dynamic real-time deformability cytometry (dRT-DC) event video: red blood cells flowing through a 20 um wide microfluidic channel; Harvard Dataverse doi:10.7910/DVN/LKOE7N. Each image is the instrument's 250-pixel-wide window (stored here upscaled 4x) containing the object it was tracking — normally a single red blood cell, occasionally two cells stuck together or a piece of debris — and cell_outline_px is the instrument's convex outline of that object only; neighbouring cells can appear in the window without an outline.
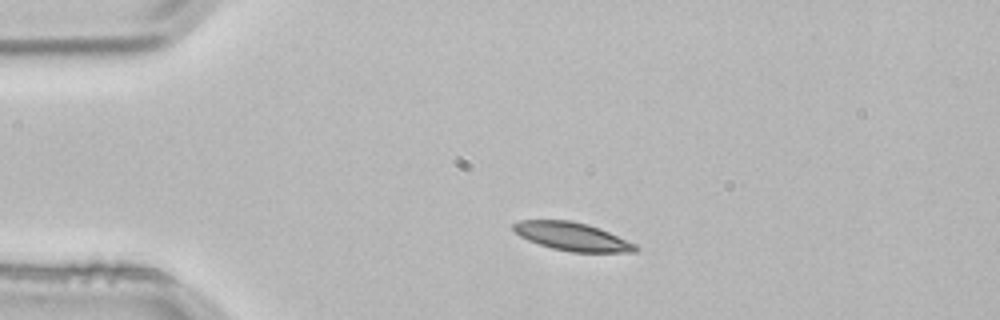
{"species": "common noctule bat (a hibernating species)", "species_latin": "Nyctalus noctula", "temperature_condition": "room temperature", "stored_images_in_passage": 2, "camera_frame_rate_fps": 3000, "um_per_image_px": 0.085, "animal": {"sex": "male", "body_mass_g": 21.5, "forearm_length_mm": 52.0}, "frame": {"image": 1, "passage_image": 1, "time_ms": 0.0, "image_size_px": [1000, 320], "cell_outline_px": [[636, 252], [572, 252], [552, 248], [528, 240], [520, 236], [512, 228], [512, 224], [520, 220], [572, 220], [588, 224], [600, 228], [636, 244]], "centroid_in_image_um": [48.62, 20.09], "position_along_channel_um": 36.4, "area_um2": 20.0}}
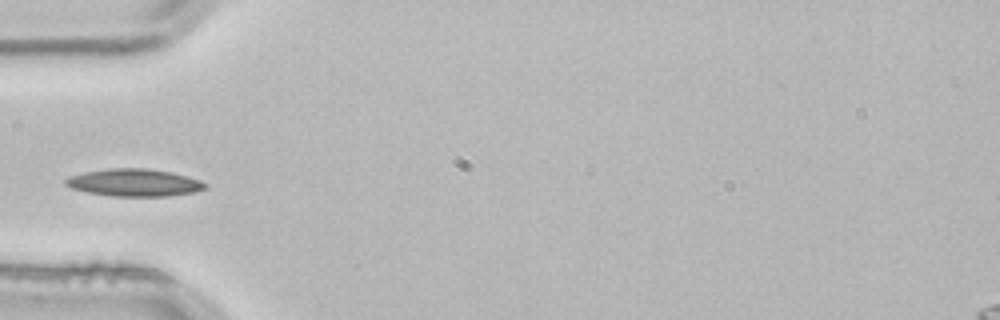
{"frame": {"image": 2, "passage_image": 2, "time_ms": 0.333, "image_size_px": [1000, 320], "cell_outline_px": [[208, 188], [192, 192], [168, 196], [112, 196], [88, 192], [72, 188], [64, 184], [64, 180], [72, 176], [84, 172], [108, 168], [148, 168], [172, 172], [188, 176], [200, 180], [208, 184]], "centroid_in_image_um": [11.44, 15.51], "position_along_channel_um": 73.6, "area_um2": 22.31}}